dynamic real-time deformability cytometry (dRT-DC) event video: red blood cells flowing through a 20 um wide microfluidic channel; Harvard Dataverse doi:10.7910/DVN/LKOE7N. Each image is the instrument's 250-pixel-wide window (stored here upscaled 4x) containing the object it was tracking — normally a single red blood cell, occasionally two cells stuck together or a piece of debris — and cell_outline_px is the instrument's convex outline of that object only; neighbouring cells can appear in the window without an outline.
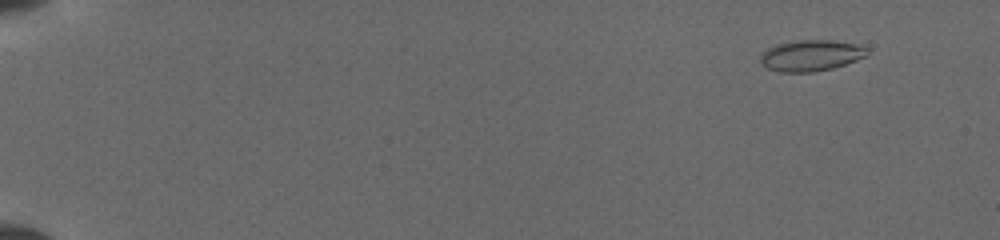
{"species": "common noctule bat (a hibernating species)", "species_latin": "Nyctalus noctula", "temperature_condition": "cold", "stored_images_in_passage": 18, "camera_frame_rate_fps": 3000, "um_per_image_px": 0.085, "animal": {"sex": "female", "body_mass_g": 19.5, "forearm_length_mm": 54.1}, "frame": {"image": 1, "passage_image": 5, "time_ms": 1.667, "image_size_px": [1000, 240], "cell_outline_px": [[868, 52], [864, 56], [856, 60], [832, 68], [812, 72], [780, 72], [768, 68], [760, 60], [760, 52], [776, 44], [800, 40], [832, 40], [856, 44], [868, 48]], "centroid_in_image_um": [68.9, 4.71], "position_along_channel_um": 16.1, "area_um2": 19.19}}
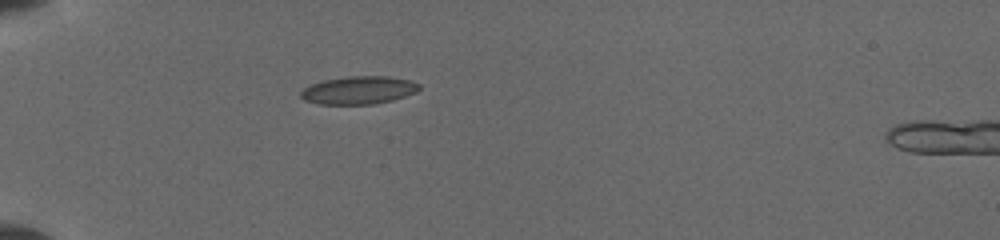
{"frame": {"image": 2, "passage_image": 14, "time_ms": 6.0, "image_size_px": [1000, 240], "cell_outline_px": [[420, 88], [416, 92], [392, 100], [376, 104], [320, 104], [304, 100], [300, 96], [300, 92], [308, 84], [324, 80], [348, 76], [388, 76], [412, 80], [420, 84]], "centroid_in_image_um": [30.48, 7.66], "position_along_channel_um": 54.5, "area_um2": 19.42}}
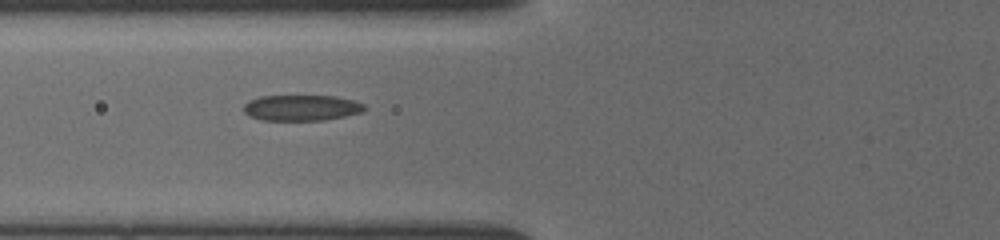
{"frame": {"image": 3, "passage_image": 18, "time_ms": 7.667, "image_size_px": [1000, 240], "cell_outline_px": [[364, 112], [324, 120], [260, 120], [248, 116], [244, 112], [244, 104], [248, 100], [260, 96], [336, 96], [352, 100], [364, 104]], "centroid_in_image_um": [25.59, 9.16], "position_along_channel_um": 100.2, "area_um2": 18.21}}